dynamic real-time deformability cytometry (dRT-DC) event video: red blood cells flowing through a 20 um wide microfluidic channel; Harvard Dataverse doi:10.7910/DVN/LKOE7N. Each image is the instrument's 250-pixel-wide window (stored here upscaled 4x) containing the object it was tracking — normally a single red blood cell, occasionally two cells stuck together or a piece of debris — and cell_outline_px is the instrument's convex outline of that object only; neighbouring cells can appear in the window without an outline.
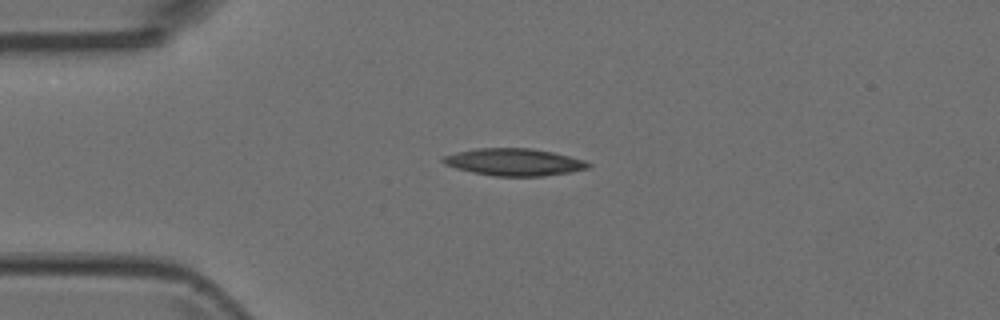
{"species": "Egyptian fruit bat (a non-hibernating species)", "species_latin": "Rousettus aegyptiacus", "temperature_condition": "room temperature", "stored_images_in_passage": 4, "camera_frame_rate_fps": 3000, "um_per_image_px": 0.085, "animal": {"sex": "female"}, "frame": {"image": 1, "passage_image": 2, "time_ms": 0.333, "image_size_px": [1000, 320], "cell_outline_px": [[592, 164], [588, 168], [572, 172], [544, 176], [492, 176], [472, 172], [456, 168], [444, 164], [440, 160], [444, 156], [456, 152], [476, 148], [532, 148], [552, 152], [584, 160]], "centroid_in_image_um": [43.69, 13.78], "position_along_channel_um": 41.3, "area_um2": 23.06}}
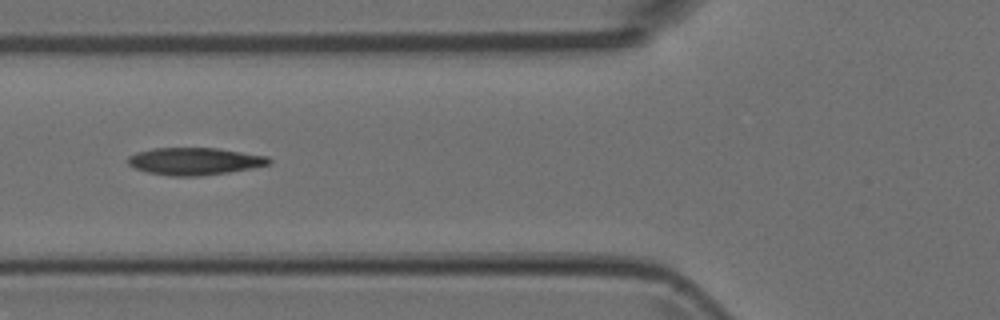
{"frame": {"image": 2, "passage_image": 4, "time_ms": 1.0, "image_size_px": [1000, 320], "cell_outline_px": [[272, 160], [268, 164], [252, 168], [228, 172], [200, 176], [172, 176], [148, 172], [136, 168], [128, 164], [128, 156], [136, 152], [152, 148], [216, 148], [268, 156]], "centroid_in_image_um": [16.53, 13.7], "position_along_channel_um": 109.3, "area_um2": 22.31}}